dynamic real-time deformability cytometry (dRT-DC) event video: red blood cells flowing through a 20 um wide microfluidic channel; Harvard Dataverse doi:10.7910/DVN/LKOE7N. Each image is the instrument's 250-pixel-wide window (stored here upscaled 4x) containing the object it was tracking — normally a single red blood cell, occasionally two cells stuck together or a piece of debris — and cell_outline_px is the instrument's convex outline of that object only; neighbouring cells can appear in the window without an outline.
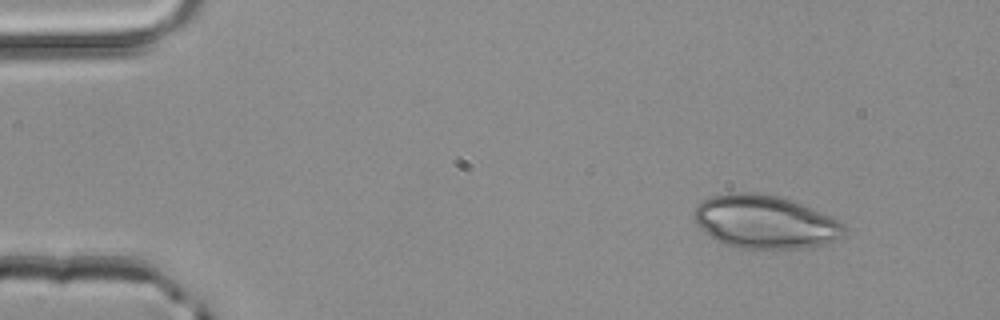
{"species": "common noctule bat (a hibernating species)", "species_latin": "Nyctalus noctula", "temperature_condition": "room temperature", "stored_images_in_passage": 3, "camera_frame_rate_fps": 3000, "um_per_image_px": 0.085, "animal": {"sex": "male", "body_mass_g": 20.4}, "frame": {"image": 1, "passage_image": 1, "time_ms": 0.0, "image_size_px": [1000, 320], "cell_outline_px": [[844, 236], [828, 244], [804, 248], [740, 248], [716, 240], [700, 228], [696, 224], [692, 216], [692, 212], [704, 200], [712, 196], [732, 192], [756, 192], [776, 196], [792, 200], [828, 216], [844, 224]], "centroid_in_image_um": [65.01, 18.86], "position_along_channel_um": 20.0, "area_um2": 46.24}}